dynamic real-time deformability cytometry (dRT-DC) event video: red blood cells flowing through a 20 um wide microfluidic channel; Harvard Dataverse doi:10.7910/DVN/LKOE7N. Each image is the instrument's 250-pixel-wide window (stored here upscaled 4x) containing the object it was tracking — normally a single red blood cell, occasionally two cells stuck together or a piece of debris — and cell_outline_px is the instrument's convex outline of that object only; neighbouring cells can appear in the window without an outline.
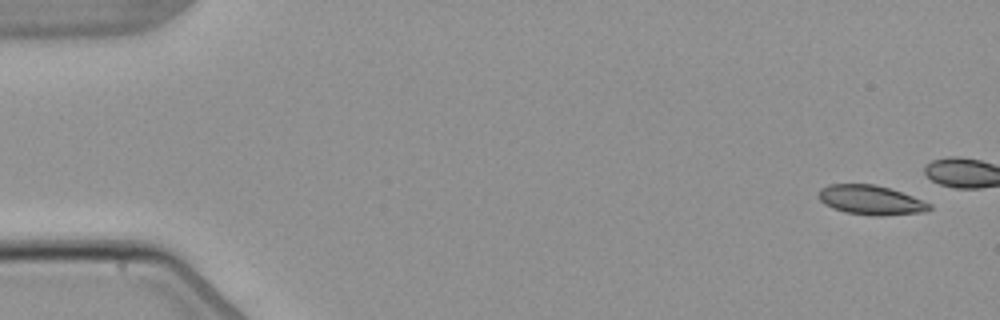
{"species": "common noctule bat (a hibernating species)", "species_latin": "Nyctalus noctula", "temperature_condition": "warm", "stored_images_in_passage": 5, "camera_frame_rate_fps": 3000, "um_per_image_px": 0.085, "animal": {"sex": "male", "body_mass_g": 21.5, "forearm_length_mm": 52.0}, "frame": {"image": 1, "passage_image": 1, "time_ms": 0.0, "image_size_px": [1000, 320], "cell_outline_px": [[932, 208], [924, 212], [844, 212], [832, 208], [824, 204], [816, 196], [820, 188], [828, 184], [876, 184], [912, 196], [932, 204]], "centroid_in_image_um": [73.91, 16.92], "position_along_channel_um": 11.1, "area_um2": 17.92}}
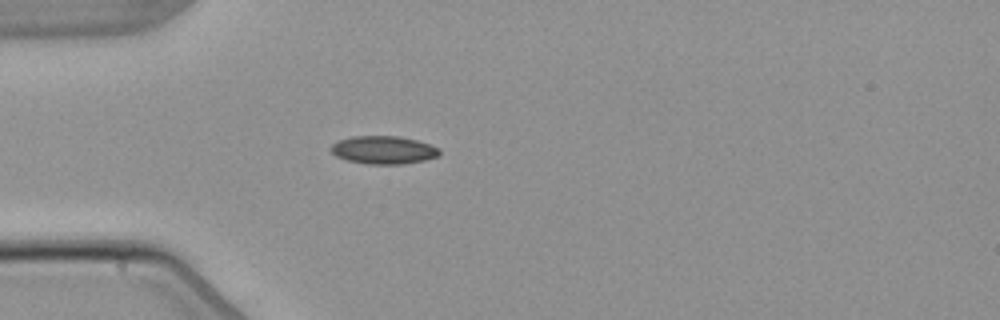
{"frame": {"image": 2, "passage_image": 5, "time_ms": 5.667, "image_size_px": [1000, 320], "cell_outline_px": [[440, 156], [424, 160], [400, 164], [368, 164], [348, 160], [336, 156], [328, 148], [336, 140], [352, 136], [400, 136], [416, 140], [440, 148]], "centroid_in_image_um": [32.57, 12.74], "position_along_channel_um": 52.4, "area_um2": 17.8}}